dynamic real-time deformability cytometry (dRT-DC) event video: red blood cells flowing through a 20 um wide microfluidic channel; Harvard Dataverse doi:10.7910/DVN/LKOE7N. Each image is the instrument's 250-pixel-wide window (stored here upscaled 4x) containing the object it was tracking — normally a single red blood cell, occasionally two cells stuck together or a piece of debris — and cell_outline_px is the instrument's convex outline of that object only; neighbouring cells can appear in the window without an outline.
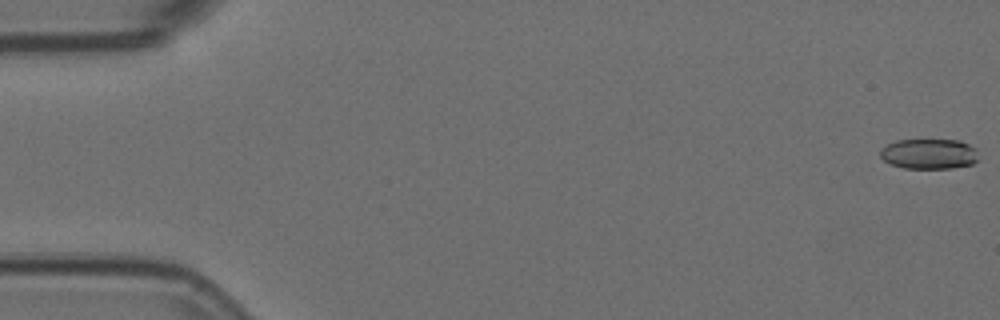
{"species": "Egyptian fruit bat (a non-hibernating species)", "species_latin": "Rousettus aegyptiacus", "temperature_condition": "room temperature", "stored_images_in_passage": 5, "camera_frame_rate_fps": 3000, "um_per_image_px": 0.085, "animal": {"sex": "female"}, "frame": {"image": 1, "passage_image": 1, "time_ms": 0.0, "image_size_px": [1000, 320], "cell_outline_px": [[976, 160], [972, 164], [952, 168], [904, 168], [892, 164], [884, 160], [880, 156], [880, 152], [888, 144], [896, 140], [960, 140], [976, 148]], "centroid_in_image_um": [78.98, 13.08], "position_along_channel_um": 6.0, "area_um2": 17.11}}
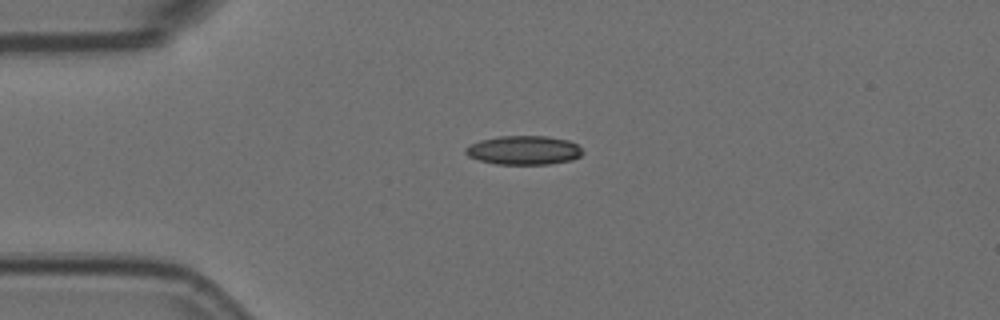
{"frame": {"image": 2, "passage_image": 4, "time_ms": 1.0, "image_size_px": [1000, 320], "cell_outline_px": [[584, 152], [580, 156], [572, 160], [548, 164], [496, 164], [480, 160], [468, 156], [464, 152], [464, 148], [480, 140], [500, 136], [548, 136], [568, 140], [576, 144]], "centroid_in_image_um": [44.53, 12.77], "position_along_channel_um": 40.5, "area_um2": 19.71}}